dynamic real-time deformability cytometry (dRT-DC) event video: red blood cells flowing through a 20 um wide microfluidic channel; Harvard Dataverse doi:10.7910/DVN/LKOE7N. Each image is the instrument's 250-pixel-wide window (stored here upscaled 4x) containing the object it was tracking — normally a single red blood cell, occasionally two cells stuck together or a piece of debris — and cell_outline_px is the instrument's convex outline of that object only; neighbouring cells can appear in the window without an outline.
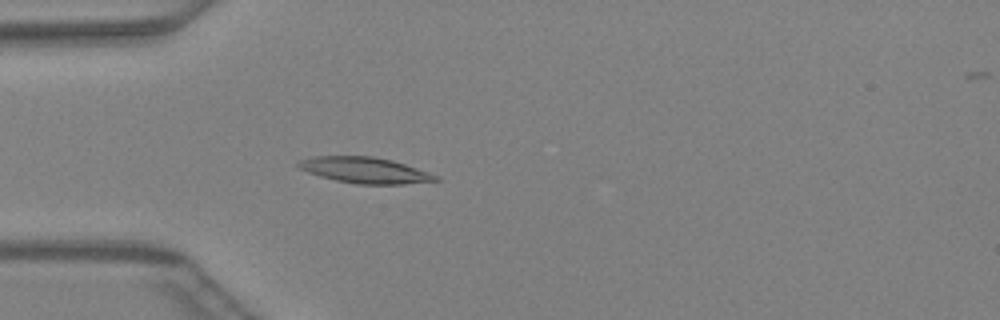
{"species": "Egyptian fruit bat (a non-hibernating species)", "species_latin": "Rousettus aegyptiacus", "temperature_condition": "warm", "stored_images_in_passage": 45, "camera_frame_rate_fps": 3000, "um_per_image_px": 0.085, "animal": {"sex": "female"}, "frame": {"image": 1, "passage_image": 13, "time_ms": 4.0, "image_size_px": [1000, 320], "cell_outline_px": [[440, 180], [404, 184], [356, 184], [336, 180], [320, 176], [308, 172], [300, 168], [296, 164], [300, 160], [312, 156], [372, 156], [392, 160], [440, 176]], "centroid_in_image_um": [31.02, 14.46], "position_along_channel_um": 54.0, "area_um2": 20.63}}
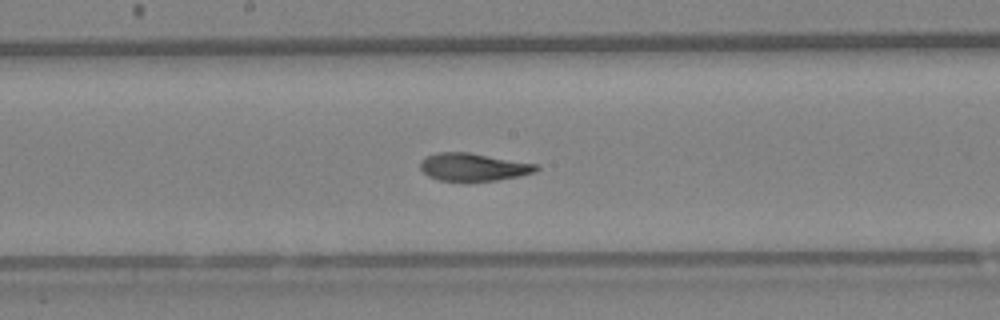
{"frame": {"image": 2, "passage_image": 24, "time_ms": 7.667, "image_size_px": [1000, 320], "cell_outline_px": [[540, 168], [536, 172], [520, 176], [496, 180], [468, 184], [440, 180], [428, 176], [420, 168], [420, 160], [436, 152], [468, 152], [536, 164]], "centroid_in_image_um": [40.21, 14.24], "position_along_channel_um": 208.0, "area_um2": 19.31}}
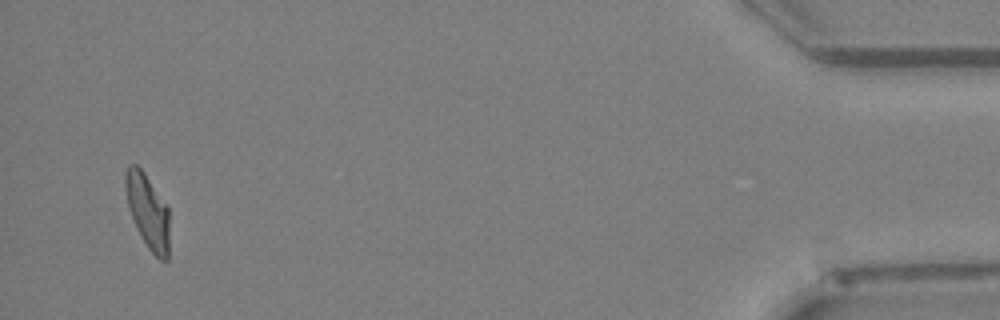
{"frame": {"image": 3, "passage_image": 44, "time_ms": 14.333, "image_size_px": [1000, 320], "cell_outline_px": [[168, 260], [160, 260], [148, 248], [140, 236], [136, 228], [128, 204], [124, 188], [124, 176], [128, 164], [136, 164], [144, 172], [168, 208]], "centroid_in_image_um": [12.53, 17.94], "position_along_channel_um": 422.7, "area_um2": 18.84}}